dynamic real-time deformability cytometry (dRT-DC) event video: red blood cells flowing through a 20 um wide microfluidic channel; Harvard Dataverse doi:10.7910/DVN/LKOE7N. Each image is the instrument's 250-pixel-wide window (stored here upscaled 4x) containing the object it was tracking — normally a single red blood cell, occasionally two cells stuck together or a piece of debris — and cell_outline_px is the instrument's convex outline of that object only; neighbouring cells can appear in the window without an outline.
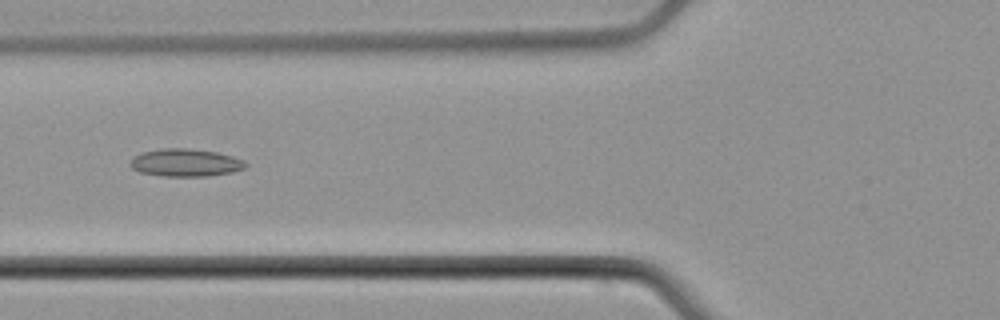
{"species": "common noctule bat (a hibernating species)", "species_latin": "Nyctalus noctula", "temperature_condition": "cold", "stored_images_in_passage": 5, "camera_frame_rate_fps": 3000, "um_per_image_px": 0.085, "animal": {"sex": "male", "body_mass_g": 21.5, "forearm_length_mm": 52.0}, "frame": {"image": 1, "passage_image": 4, "time_ms": 3.667, "image_size_px": [1000, 320], "cell_outline_px": [[248, 164], [244, 168], [232, 172], [208, 176], [160, 176], [140, 172], [132, 168], [132, 160], [136, 156], [144, 152], [160, 148], [184, 148], [216, 152], [232, 156], [244, 160]], "centroid_in_image_um": [15.8, 13.83], "position_along_channel_um": 110.0, "area_um2": 18.38}}
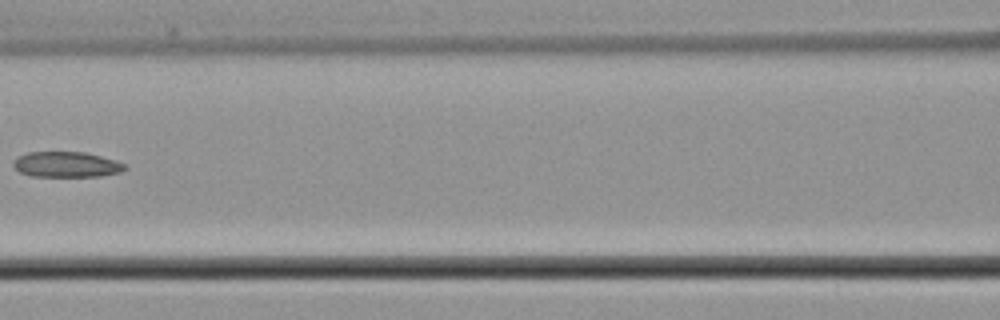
{"frame": {"image": 2, "passage_image": 5, "time_ms": 5.0, "image_size_px": [1000, 320], "cell_outline_px": [[128, 168], [120, 172], [100, 176], [28, 176], [20, 172], [12, 164], [20, 156], [28, 152], [84, 152], [116, 160], [124, 164]], "centroid_in_image_um": [5.67, 13.98], "position_along_channel_um": 160.9, "area_um2": 16.42}}